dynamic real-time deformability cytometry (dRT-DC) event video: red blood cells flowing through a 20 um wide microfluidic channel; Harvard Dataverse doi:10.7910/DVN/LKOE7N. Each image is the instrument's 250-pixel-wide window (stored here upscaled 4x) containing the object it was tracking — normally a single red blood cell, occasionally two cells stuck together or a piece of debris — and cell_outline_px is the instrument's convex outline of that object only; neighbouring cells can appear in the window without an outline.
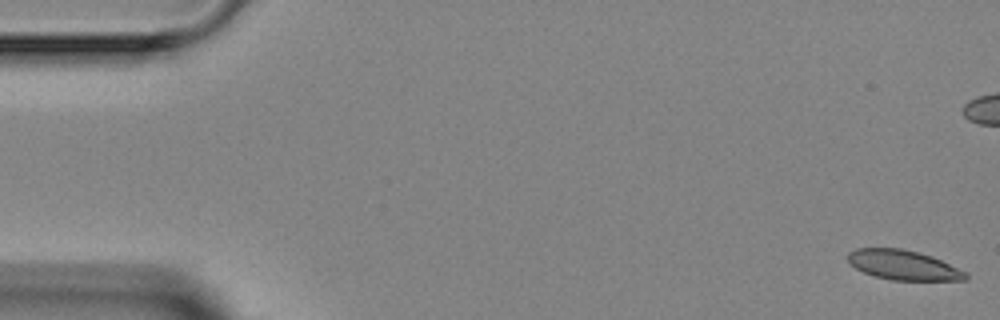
{"species": "Egyptian fruit bat (a non-hibernating species)", "species_latin": "Rousettus aegyptiacus", "temperature_condition": "room temperature", "stored_images_in_passage": 10, "camera_frame_rate_fps": 3000, "um_per_image_px": 0.085, "animal": {"sex": "female"}, "frame": {"image": 1, "passage_image": 1, "time_ms": 0.0, "image_size_px": [1000, 320], "cell_outline_px": [[968, 280], [892, 280], [876, 276], [864, 272], [856, 268], [848, 260], [848, 252], [856, 248], [900, 248], [932, 256], [968, 272]], "centroid_in_image_um": [76.82, 22.53], "position_along_channel_um": 8.2, "area_um2": 20.29}}
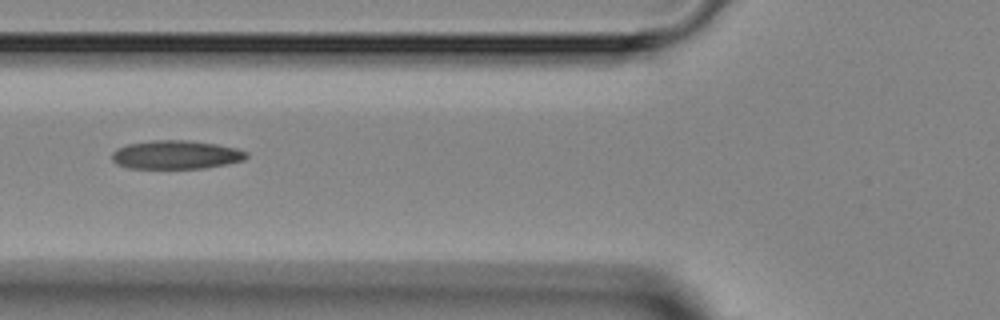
{"frame": {"image": 2, "passage_image": 9, "time_ms": 10.667, "image_size_px": [1000, 320], "cell_outline_px": [[248, 156], [244, 160], [204, 168], [128, 168], [116, 164], [112, 160], [112, 152], [116, 148], [128, 144], [152, 140], [188, 140], [216, 144], [236, 148], [248, 152]], "centroid_in_image_um": [14.93, 13.15], "position_along_channel_um": 110.9, "area_um2": 22.43}}
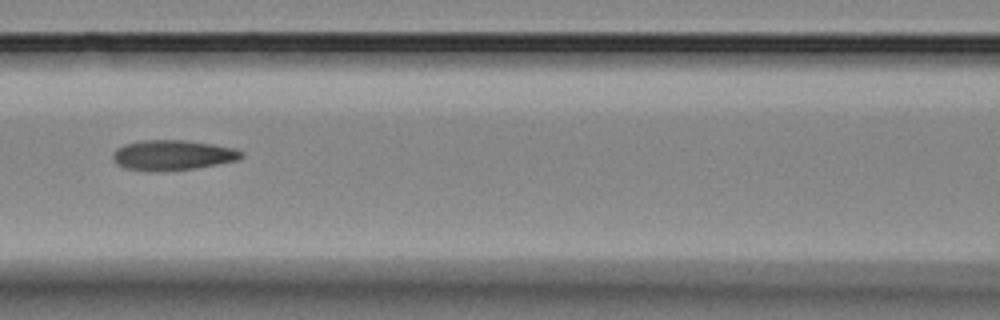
{"frame": {"image": 3, "passage_image": 10, "time_ms": 11.667, "image_size_px": [1000, 320], "cell_outline_px": [[244, 156], [236, 160], [196, 168], [124, 168], [116, 164], [112, 160], [112, 152], [116, 148], [124, 144], [140, 140], [184, 140], [212, 144], [236, 148], [244, 152]], "centroid_in_image_um": [14.68, 13.13], "position_along_channel_um": 151.9, "area_um2": 21.79}}